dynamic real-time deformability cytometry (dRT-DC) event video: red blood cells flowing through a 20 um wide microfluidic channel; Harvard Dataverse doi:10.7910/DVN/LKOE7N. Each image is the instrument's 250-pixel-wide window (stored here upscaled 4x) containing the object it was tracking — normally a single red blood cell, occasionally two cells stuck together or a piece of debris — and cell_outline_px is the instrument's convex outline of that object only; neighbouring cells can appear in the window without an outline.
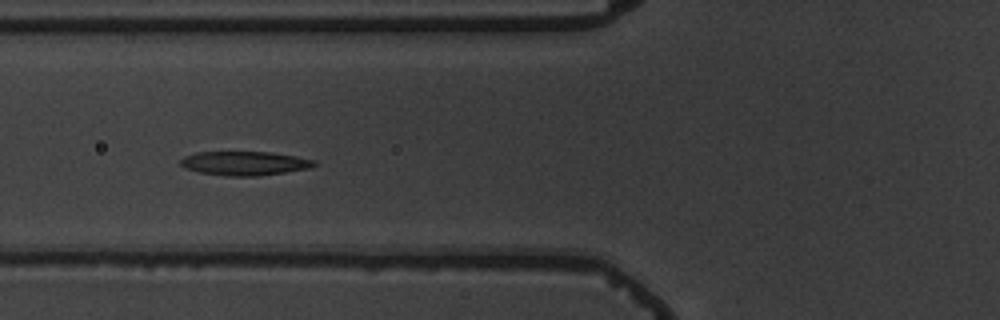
{"species": "common noctule bat (a hibernating species)", "species_latin": "Nyctalus noctula", "temperature_condition": "warm", "stored_images_in_passage": 4, "camera_frame_rate_fps": 3000, "um_per_image_px": 0.085, "animal": {"sex": "male", "body_mass_g": 19.5, "forearm_length_mm": 54.6}, "frame": {"image": 1, "passage_image": 4, "time_ms": 3.333, "image_size_px": [1000, 320], "cell_outline_px": [[316, 164], [308, 168], [260, 176], [224, 176], [200, 172], [184, 168], [180, 164], [180, 160], [184, 156], [196, 152], [272, 152], [296, 156], [316, 160]], "centroid_in_image_um": [20.77, 13.88], "position_along_channel_um": 105.0, "area_um2": 18.73}}